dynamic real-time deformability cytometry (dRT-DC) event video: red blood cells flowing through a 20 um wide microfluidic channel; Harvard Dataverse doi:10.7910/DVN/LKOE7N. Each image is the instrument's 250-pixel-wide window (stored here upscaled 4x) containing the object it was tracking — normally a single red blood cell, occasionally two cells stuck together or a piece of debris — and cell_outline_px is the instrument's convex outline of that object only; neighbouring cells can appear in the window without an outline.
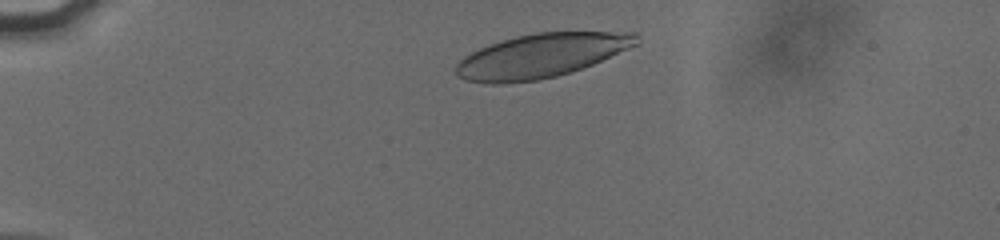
{"species": "human", "species_latin": "Homo sapiens", "temperature_condition": "cold", "stored_images_in_passage": 38, "camera_frame_rate_fps": 3000, "um_per_image_px": 0.085, "donor": {"sex": "male"}, "frame": {"image": 1, "passage_image": 3, "time_ms": 0.667, "image_size_px": [1000, 240], "cell_outline_px": [[640, 44], [592, 64], [556, 76], [536, 80], [504, 84], [488, 84], [464, 80], [456, 72], [456, 64], [464, 56], [488, 44], [516, 36], [536, 32], [636, 32], [640, 36]], "centroid_in_image_um": [46.01, 4.73], "position_along_channel_um": 39.0, "area_um2": 46.24}}
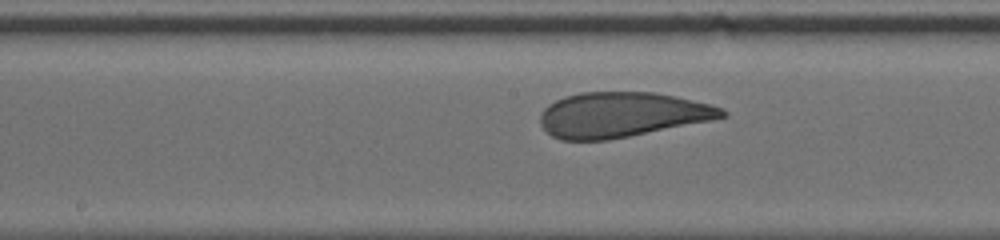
{"frame": {"image": 2, "passage_image": 20, "time_ms": 6.333, "image_size_px": [1000, 240], "cell_outline_px": [[728, 116], [712, 120], [608, 140], [560, 140], [552, 136], [540, 124], [540, 112], [548, 104], [564, 96], [580, 92], [656, 92], [676, 96], [724, 108], [728, 112]], "centroid_in_image_um": [52.84, 9.74], "position_along_channel_um": 195.4, "area_um2": 47.8}}
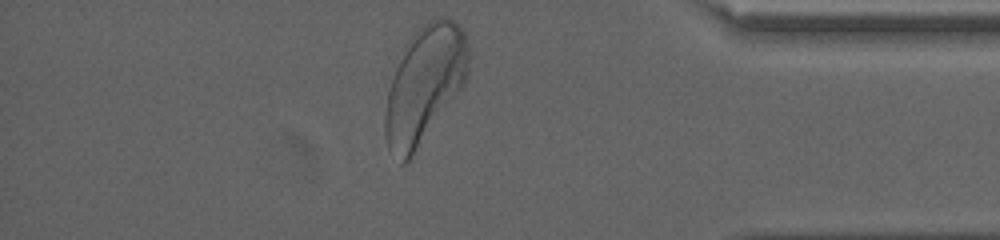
{"frame": {"image": 3, "passage_image": 38, "time_ms": 12.333, "image_size_px": [1000, 240], "cell_outline_px": [[468, 72], [464, 84], [412, 156], [404, 164], [400, 164], [388, 148], [384, 132], [384, 116], [388, 92], [396, 68], [412, 36], [428, 20], [436, 16], [444, 16], [452, 20], [464, 32], [468, 44]], "centroid_in_image_um": [36.09, 7.2], "position_along_channel_um": 399.1, "area_um2": 55.66}, "authors_computed_cell_mechanics": {"area_um2": 48.2919, "velocity_mm_per_s": 3.7902, "shape_relaxation_time_tau1_ms": 3.3226, "shape_relaxation_time_tau2_ms": 1.2067, "deformation_change_tau1": 0.1553, "deformation_change_tau2": 0.0605}}